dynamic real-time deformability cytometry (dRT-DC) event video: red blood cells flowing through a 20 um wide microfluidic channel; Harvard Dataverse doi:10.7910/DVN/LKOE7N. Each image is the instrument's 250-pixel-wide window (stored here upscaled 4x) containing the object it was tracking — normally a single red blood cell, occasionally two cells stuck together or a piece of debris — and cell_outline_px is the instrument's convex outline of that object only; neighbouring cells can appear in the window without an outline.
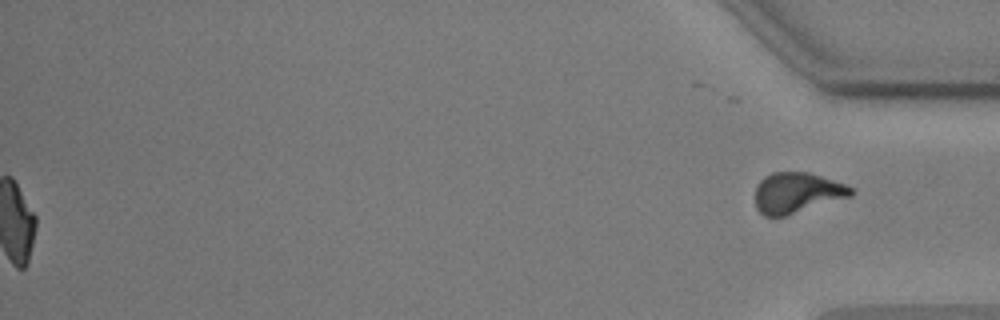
{"species": "common noctule bat (a hibernating species)", "species_latin": "Nyctalus noctula", "temperature_condition": "warm", "stored_images_in_passage": 57, "segment_of_instrument_passage": [2, 2], "camera_frame_rate_fps": 3000, "um_per_image_px": 0.085, "animal": {"sex": "male", "body_mass_g": 17.9, "forearm_length_mm": 54.2}, "frame": {"image": 1, "passage_image": 57, "time_ms": 18.667, "image_size_px": [1000, 320], "cell_outline_px": [[856, 192], [852, 196], [784, 216], [764, 216], [756, 208], [756, 184], [764, 176], [772, 172], [808, 172], [844, 184], [852, 188]], "centroid_in_image_um": [67.73, 16.38], "position_along_channel_um": 367.5, "area_um2": 22.54}}